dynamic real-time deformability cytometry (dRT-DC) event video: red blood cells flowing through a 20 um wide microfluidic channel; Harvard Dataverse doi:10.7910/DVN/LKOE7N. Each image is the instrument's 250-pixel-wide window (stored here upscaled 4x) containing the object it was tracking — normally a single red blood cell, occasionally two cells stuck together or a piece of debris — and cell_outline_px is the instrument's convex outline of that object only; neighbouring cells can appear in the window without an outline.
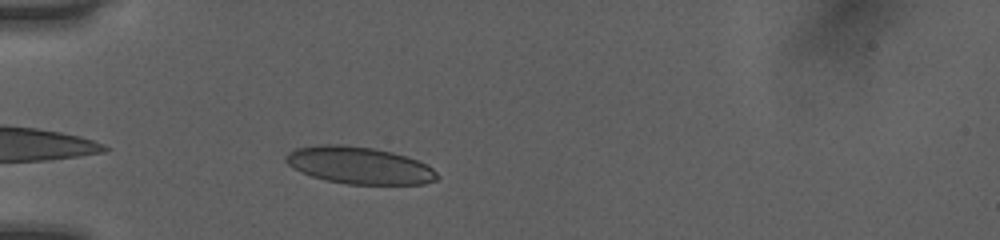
{"species": "human", "species_latin": "Homo sapiens", "temperature_condition": "room temperature", "stored_images_in_passage": 33, "camera_frame_rate_fps": 3000, "um_per_image_px": 0.085, "donor": {"sex": "female"}, "frame": {"image": 1, "passage_image": 3, "time_ms": 0.667, "image_size_px": [1000, 240], "cell_outline_px": [[440, 176], [436, 180], [424, 184], [348, 184], [328, 180], [312, 176], [300, 172], [292, 168], [284, 160], [284, 156], [288, 152], [296, 148], [320, 144], [340, 144], [372, 148], [392, 152], [416, 160], [432, 168]], "centroid_in_image_um": [30.49, 14.05], "position_along_channel_um": 54.5, "area_um2": 32.6}}
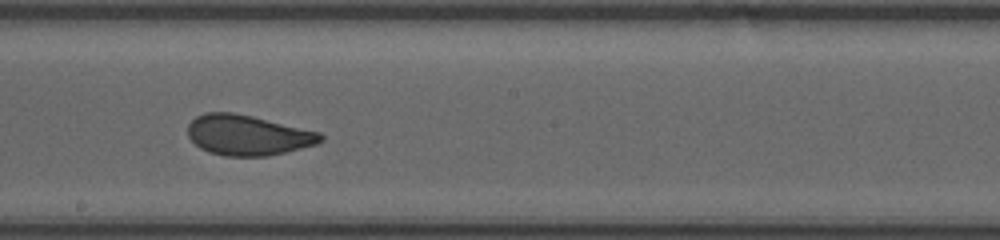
{"frame": {"image": 2, "passage_image": 17, "time_ms": 5.333, "image_size_px": [1000, 240], "cell_outline_px": [[324, 140], [316, 144], [268, 156], [228, 156], [208, 152], [200, 148], [188, 136], [188, 124], [196, 116], [204, 112], [232, 112], [252, 116], [320, 132], [324, 136]], "centroid_in_image_um": [21.05, 11.48], "position_along_channel_um": 227.2, "area_um2": 31.1}}
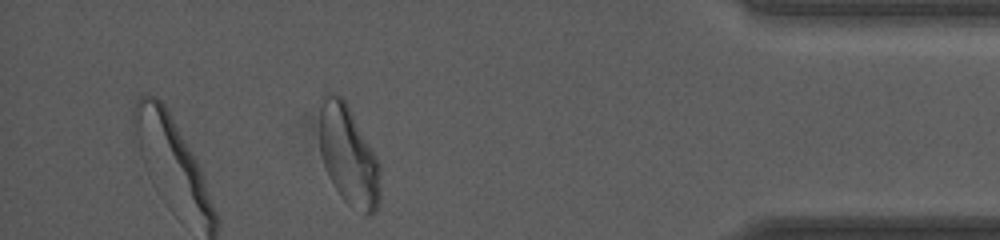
{"frame": {"image": 3, "passage_image": 33, "time_ms": 10.667, "image_size_px": [1000, 240], "cell_outline_px": [[380, 196], [376, 208], [368, 216], [364, 216], [352, 208], [340, 196], [332, 184], [328, 176], [320, 152], [320, 96], [324, 92], [332, 92], [340, 96], [348, 104], [376, 156], [380, 164]], "centroid_in_image_um": [29.61, 13.21], "position_along_channel_um": 405.6, "area_um2": 35.72}, "authors_computed_cell_mechanics": {"area_um2": 31.8478, "velocity_mm_per_s": 4.0353, "shape_relaxation_time_tau1_ms": 5.8354, "shape_relaxation_time_tau2_ms": 0.7063, "deformation_change_tau1": 0.1563, "deformation_change_tau2": 0.0756}}